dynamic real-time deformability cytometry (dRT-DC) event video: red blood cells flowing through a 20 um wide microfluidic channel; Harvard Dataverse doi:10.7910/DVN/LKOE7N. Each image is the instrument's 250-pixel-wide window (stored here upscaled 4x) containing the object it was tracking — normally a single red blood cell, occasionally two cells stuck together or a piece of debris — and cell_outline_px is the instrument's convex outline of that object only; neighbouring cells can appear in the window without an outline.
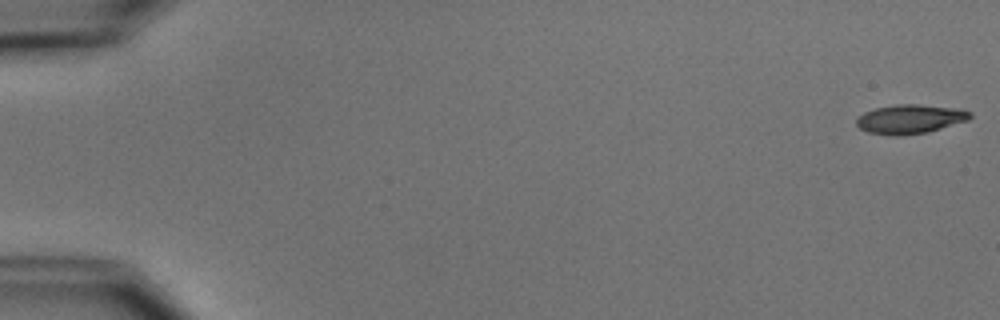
{"species": "common noctule bat (a hibernating species)", "species_latin": "Nyctalus noctula", "temperature_condition": "cold", "stored_images_in_passage": 51, "camera_frame_rate_fps": 3000, "um_per_image_px": 0.085, "animal": {"sex": "male", "body_mass_g": 15.6}, "frame": {"image": 1, "passage_image": 1, "time_ms": 0.0, "image_size_px": [1000, 320], "cell_outline_px": [[972, 116], [968, 120], [928, 132], [900, 136], [896, 136], [868, 132], [860, 128], [856, 124], [856, 120], [864, 112], [876, 108], [896, 104], [920, 104], [960, 108], [972, 112]], "centroid_in_image_um": [77.39, 10.11], "position_along_channel_um": 7.6, "area_um2": 19.36}}
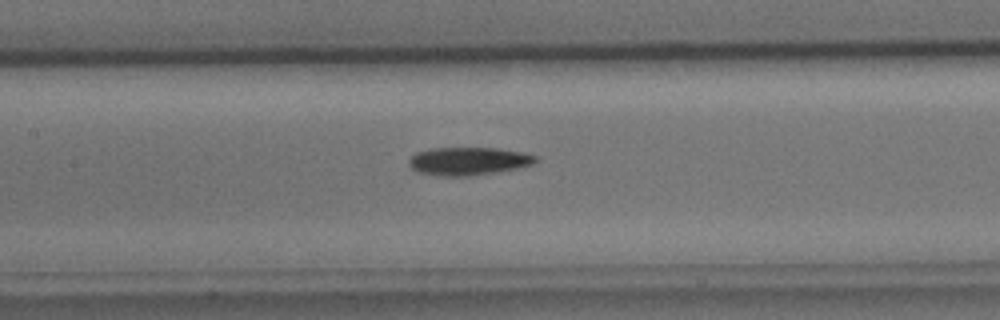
{"frame": {"image": 2, "passage_image": 26, "time_ms": 8.333, "image_size_px": [1000, 320], "cell_outline_px": [[540, 160], [532, 164], [500, 172], [468, 176], [440, 176], [416, 172], [408, 164], [408, 160], [416, 152], [432, 148], [496, 148], [524, 152], [536, 156]], "centroid_in_image_um": [39.81, 13.7], "position_along_channel_um": 167.6, "area_um2": 20.87}}
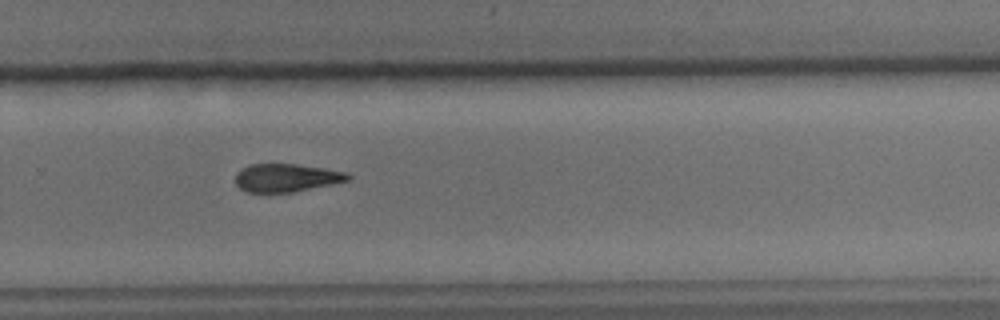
{"frame": {"image": 3, "passage_image": 37, "time_ms": 12.0, "image_size_px": [1000, 320], "cell_outline_px": [[352, 176], [348, 180], [332, 184], [292, 192], [248, 192], [240, 188], [236, 184], [236, 172], [248, 164], [296, 164], [348, 172]], "centroid_in_image_um": [24.33, 15.1], "position_along_channel_um": 305.5, "area_um2": 18.32}}